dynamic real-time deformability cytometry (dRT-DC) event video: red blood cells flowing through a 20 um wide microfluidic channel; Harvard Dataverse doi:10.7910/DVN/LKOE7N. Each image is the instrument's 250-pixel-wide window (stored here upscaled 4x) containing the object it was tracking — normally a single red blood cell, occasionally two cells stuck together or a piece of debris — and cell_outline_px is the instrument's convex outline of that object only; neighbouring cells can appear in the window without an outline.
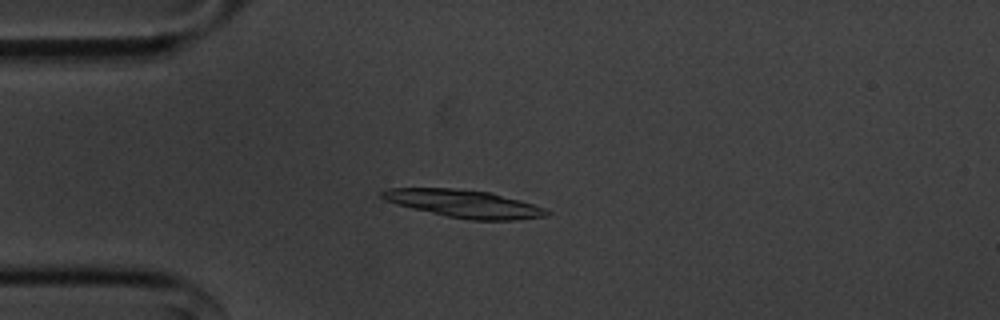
{"species": "common noctule bat (a hibernating species)", "species_latin": "Nyctalus noctula", "temperature_condition": "cold", "stored_images_in_passage": 51, "camera_frame_rate_fps": 3000, "um_per_image_px": 0.085, "animal": {"sex": "male", "body_mass_g": 20.1, "forearm_length_mm": 53.5}, "frame": {"image": 1, "passage_image": 10, "time_ms": 3.0, "image_size_px": [1000, 320], "cell_outline_px": [[552, 212], [544, 216], [516, 220], [472, 220], [448, 216], [412, 208], [396, 204], [384, 200], [380, 196], [380, 192], [388, 188], [452, 188], [488, 192], [520, 200], [544, 208]], "centroid_in_image_um": [39.42, 17.31], "position_along_channel_um": 45.6, "area_um2": 26.24}}
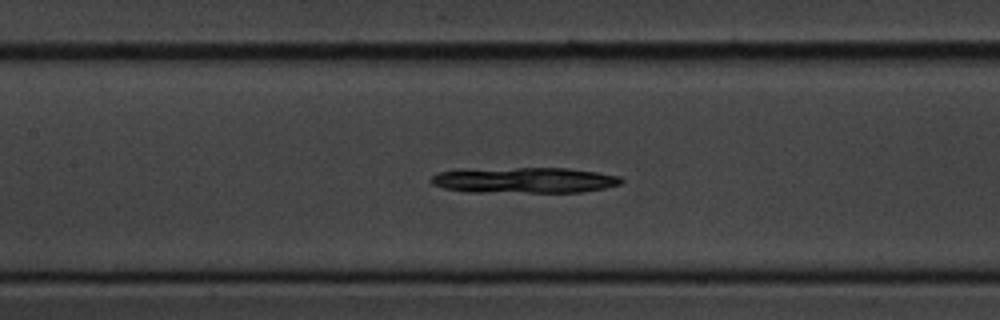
{"frame": {"image": 2, "passage_image": 21, "time_ms": 6.667, "image_size_px": [1000, 320], "cell_outline_px": [[624, 180], [620, 184], [604, 188], [584, 192], [468, 192], [444, 188], [432, 184], [428, 180], [432, 176], [440, 172], [516, 168], [568, 168], [596, 172], [620, 176]], "centroid_in_image_um": [44.64, 15.33], "position_along_channel_um": 162.8, "area_um2": 28.09}}
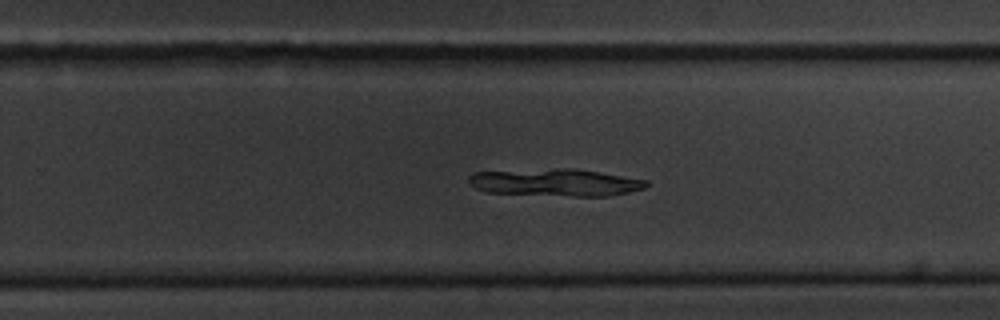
{"frame": {"image": 3, "passage_image": 31, "time_ms": 10.0, "image_size_px": [1000, 320], "cell_outline_px": [[648, 184], [644, 188], [628, 192], [608, 196], [572, 196], [488, 192], [476, 188], [468, 184], [468, 176], [472, 172], [552, 168], [576, 168], [648, 180]], "centroid_in_image_um": [47.19, 15.49], "position_along_channel_um": 282.6, "area_um2": 28.38}, "authors_computed_cell_mechanics": {"area_um2": 28.8422, "velocity_mm_per_s": 3.6107, "shape_relaxation_time_tau1_ms": 5.2296, "shape_relaxation_time_tau2_ms": null, "deformation_change_tau1": 0.104, "deformation_change_tau2": null}}